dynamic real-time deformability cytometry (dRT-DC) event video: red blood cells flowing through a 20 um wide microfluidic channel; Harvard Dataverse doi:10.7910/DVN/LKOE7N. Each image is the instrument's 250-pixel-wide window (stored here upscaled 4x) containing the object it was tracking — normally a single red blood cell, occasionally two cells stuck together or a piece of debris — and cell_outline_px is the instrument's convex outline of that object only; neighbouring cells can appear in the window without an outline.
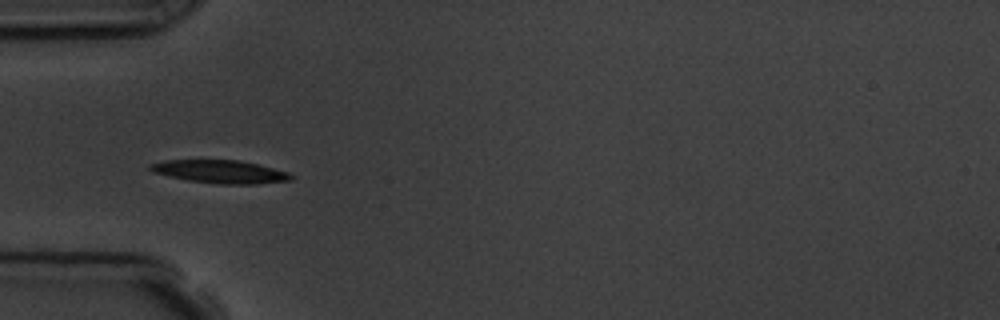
{"species": "common noctule bat (a hibernating species)", "species_latin": "Nyctalus noctula", "temperature_condition": "room temperature", "stored_images_in_passage": 8, "camera_frame_rate_fps": 3000, "um_per_image_px": 0.085, "animal": {"sex": "male", "body_mass_g": 19.5, "forearm_length_mm": 54.6}, "frame": {"image": 1, "passage_image": 5, "time_ms": 4.667, "image_size_px": [1000, 320], "cell_outline_px": [[292, 180], [256, 184], [216, 184], [188, 180], [152, 172], [148, 168], [148, 164], [164, 160], [240, 160], [288, 172], [292, 176]], "centroid_in_image_um": [18.68, 14.59], "position_along_channel_um": 66.3, "area_um2": 18.84}}